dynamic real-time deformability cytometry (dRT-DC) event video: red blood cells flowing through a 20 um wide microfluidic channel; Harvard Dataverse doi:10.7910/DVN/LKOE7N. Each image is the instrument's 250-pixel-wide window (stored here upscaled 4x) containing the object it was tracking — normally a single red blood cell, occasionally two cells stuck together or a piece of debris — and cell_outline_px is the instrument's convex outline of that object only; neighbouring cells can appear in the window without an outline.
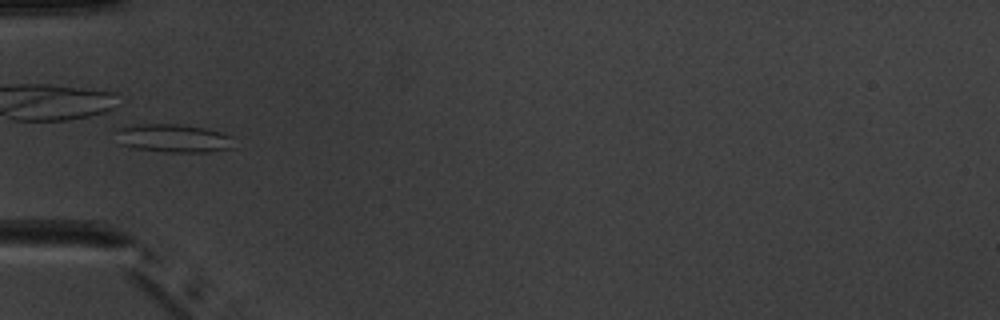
{"species": "common noctule bat (a hibernating species)", "species_latin": "Nyctalus noctula", "temperature_condition": "warm", "stored_images_in_passage": 6, "camera_frame_rate_fps": 3000, "um_per_image_px": 0.085, "animal": {"sex": "male", "body_mass_g": 20.1, "forearm_length_mm": 53.5}, "frame": {"image": 1, "passage_image": 6, "time_ms": 5.667, "image_size_px": [1000, 320], "cell_outline_px": [[236, 148], [208, 152], [164, 152], [132, 148], [120, 144], [112, 132], [116, 128], [136, 124], [180, 124], [204, 128], [220, 132], [232, 136]], "centroid_in_image_um": [14.7, 11.75], "position_along_channel_um": 70.3, "area_um2": 20.0}}